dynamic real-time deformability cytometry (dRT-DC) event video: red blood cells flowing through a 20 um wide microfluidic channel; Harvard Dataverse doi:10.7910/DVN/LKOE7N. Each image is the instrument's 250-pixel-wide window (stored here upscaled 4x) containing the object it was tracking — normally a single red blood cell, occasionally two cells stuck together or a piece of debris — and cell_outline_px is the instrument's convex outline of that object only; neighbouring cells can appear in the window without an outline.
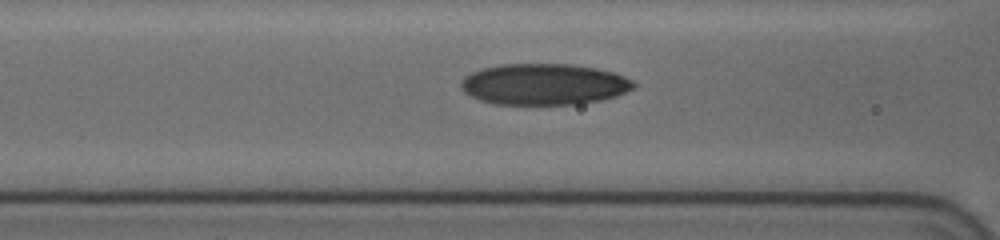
{"species": "human", "species_latin": "Homo sapiens", "temperature_condition": "cold", "stored_images_in_passage": 46, "camera_frame_rate_fps": 3000, "um_per_image_px": 0.085, "donor": {"sex": "female"}, "frame": {"image": 1, "passage_image": 21, "time_ms": 6.667, "image_size_px": [1000, 240], "cell_outline_px": [[636, 88], [616, 96], [600, 100], [580, 104], [492, 104], [480, 100], [464, 92], [460, 88], [460, 84], [464, 76], [472, 72], [484, 68], [500, 64], [572, 64], [596, 68], [612, 72], [624, 76], [632, 80], [636, 84]], "centroid_in_image_um": [46.25, 7.16], "position_along_channel_um": 120.4, "area_um2": 41.62}}
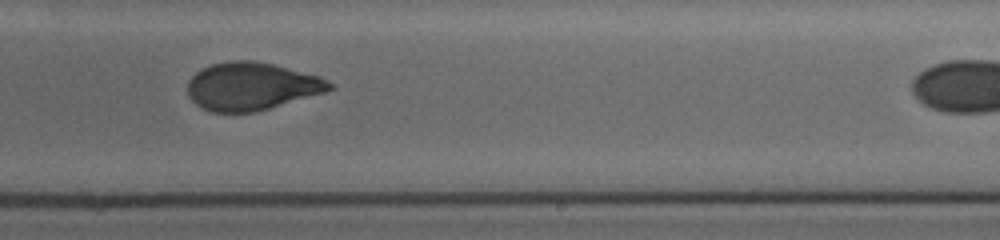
{"frame": {"image": 2, "passage_image": 33, "time_ms": 10.667, "image_size_px": [1000, 240], "cell_outline_px": [[332, 88], [324, 92], [268, 108], [252, 112], [212, 112], [196, 104], [188, 96], [188, 80], [200, 68], [212, 64], [232, 60], [252, 60], [272, 64], [320, 76], [332, 84]], "centroid_in_image_um": [21.33, 7.32], "position_along_channel_um": 267.7, "area_um2": 39.07}}
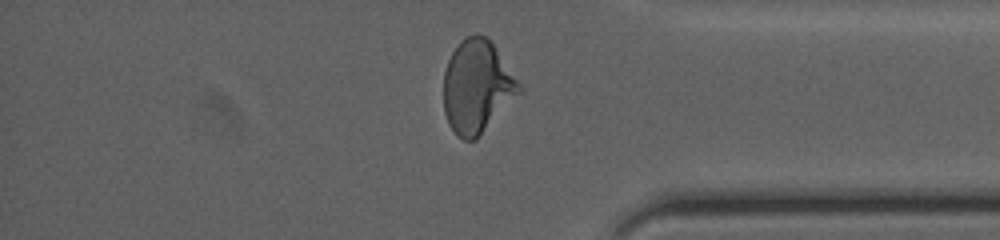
{"frame": {"image": 3, "passage_image": 44, "time_ms": 14.333, "image_size_px": [1000, 240], "cell_outline_px": [[524, 88], [476, 140], [464, 140], [456, 136], [448, 124], [444, 112], [444, 72], [448, 60], [452, 52], [460, 40], [468, 36], [484, 36], [492, 44]], "centroid_in_image_um": [40.52, 7.41], "position_along_channel_um": 394.7, "area_um2": 40.46}}